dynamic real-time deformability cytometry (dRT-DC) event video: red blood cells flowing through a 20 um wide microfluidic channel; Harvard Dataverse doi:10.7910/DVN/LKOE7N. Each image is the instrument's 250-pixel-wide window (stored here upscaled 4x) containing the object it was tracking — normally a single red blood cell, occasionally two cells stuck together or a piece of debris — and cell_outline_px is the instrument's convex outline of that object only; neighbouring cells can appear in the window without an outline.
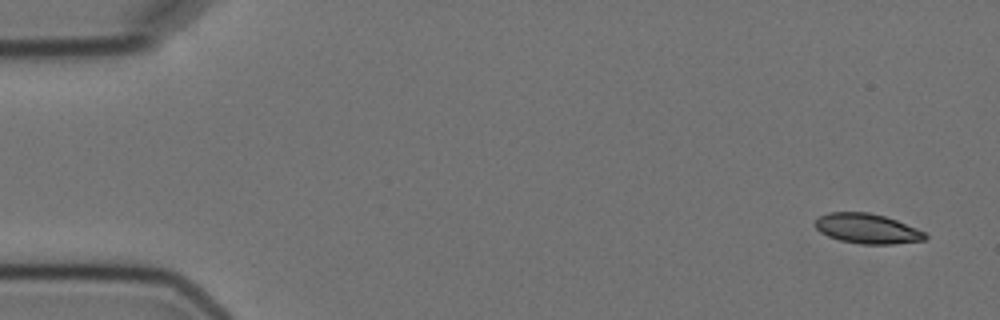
{"species": "Egyptian fruit bat (a non-hibernating species)", "species_latin": "Rousettus aegyptiacus", "temperature_condition": "cold", "stored_images_in_passage": 6, "camera_frame_rate_fps": 3000, "um_per_image_px": 0.085, "animal": {"sex": "female"}, "frame": {"image": 1, "passage_image": 1, "time_ms": 0.0, "image_size_px": [1000, 320], "cell_outline_px": [[928, 236], [924, 240], [892, 244], [860, 244], [840, 240], [828, 236], [820, 232], [816, 228], [816, 220], [820, 216], [828, 212], [868, 212], [884, 216], [896, 220], [916, 228], [924, 232]], "centroid_in_image_um": [73.71, 19.43], "position_along_channel_um": 11.3, "area_um2": 19.02}}